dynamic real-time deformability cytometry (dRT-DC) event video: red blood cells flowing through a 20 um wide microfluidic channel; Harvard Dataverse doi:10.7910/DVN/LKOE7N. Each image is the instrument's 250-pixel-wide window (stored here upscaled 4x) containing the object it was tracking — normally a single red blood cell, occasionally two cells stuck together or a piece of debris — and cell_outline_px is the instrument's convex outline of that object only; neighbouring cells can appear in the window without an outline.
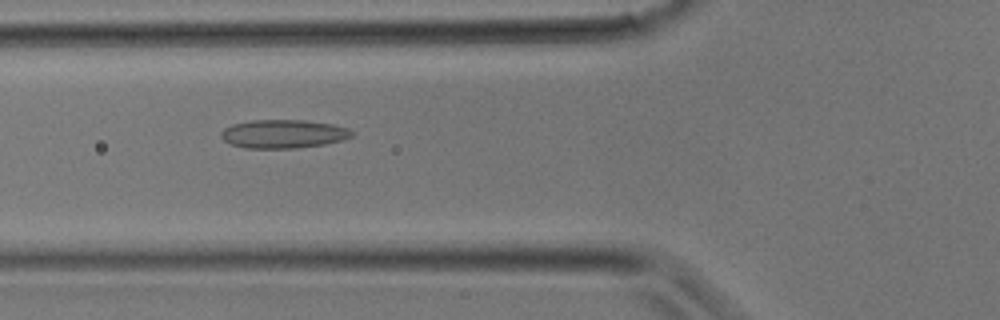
{"species": "common noctule bat (a hibernating species)", "species_latin": "Nyctalus noctula", "temperature_condition": "room temperature", "stored_images_in_passage": 32, "camera_frame_rate_fps": 3000, "um_per_image_px": 0.085, "animal": {"sex": "male", "body_mass_g": 17.9}, "frame": {"image": 1, "passage_image": 12, "time_ms": 3.667, "image_size_px": [1000, 320], "cell_outline_px": [[352, 136], [344, 140], [324, 144], [296, 148], [244, 148], [232, 144], [224, 140], [220, 136], [220, 132], [224, 128], [232, 124], [252, 120], [304, 120], [332, 124], [348, 128], [352, 132]], "centroid_in_image_um": [24.07, 11.38], "position_along_channel_um": 101.7, "area_um2": 21.73}}
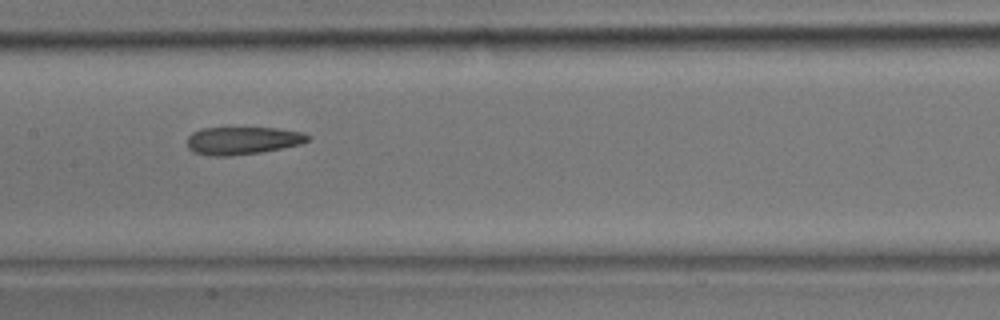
{"frame": {"image": 2, "passage_image": 16, "time_ms": 5.0, "image_size_px": [1000, 320], "cell_outline_px": [[312, 136], [308, 140], [300, 144], [260, 152], [228, 156], [216, 156], [192, 152], [188, 148], [188, 136], [192, 132], [200, 128], [276, 128], [304, 132]], "centroid_in_image_um": [20.61, 11.94], "position_along_channel_um": 186.8, "area_um2": 19.42}}
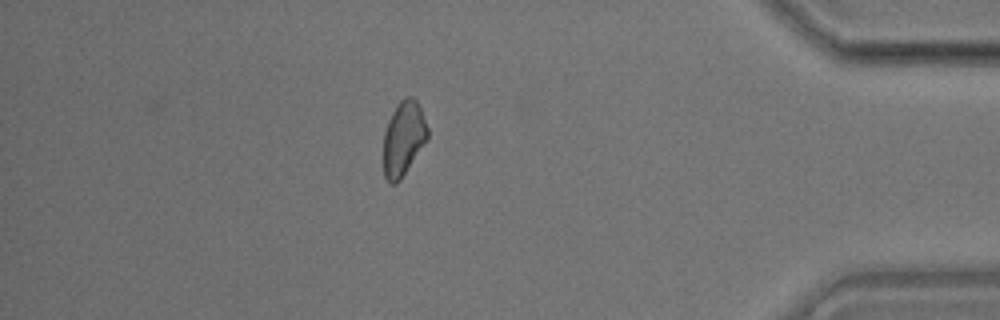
{"frame": {"image": 3, "passage_image": 28, "time_ms": 9.0, "image_size_px": [1000, 320], "cell_outline_px": [[428, 140], [400, 180], [396, 184], [392, 184], [384, 176], [384, 132], [388, 120], [392, 112], [400, 100], [404, 96], [412, 96], [416, 100], [420, 108], [428, 128]], "centroid_in_image_um": [34.3, 11.76], "position_along_channel_um": 400.9, "area_um2": 19.19}}